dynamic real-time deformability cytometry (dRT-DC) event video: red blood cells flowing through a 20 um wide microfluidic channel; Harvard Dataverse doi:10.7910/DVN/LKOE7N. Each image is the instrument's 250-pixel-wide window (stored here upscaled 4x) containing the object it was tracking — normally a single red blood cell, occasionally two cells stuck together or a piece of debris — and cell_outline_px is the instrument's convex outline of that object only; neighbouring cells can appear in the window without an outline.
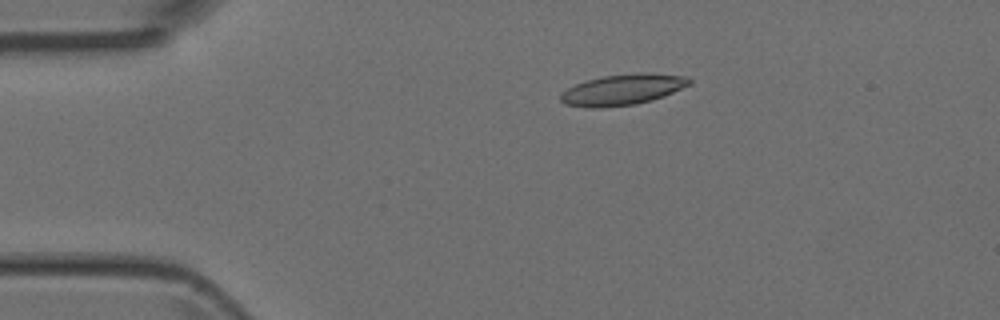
{"species": "Egyptian fruit bat (a non-hibernating species)", "species_latin": "Rousettus aegyptiacus", "temperature_condition": "room temperature", "stored_images_in_passage": 4, "camera_frame_rate_fps": 3000, "um_per_image_px": 0.085, "animal": {"sex": "female"}, "frame": {"image": 1, "passage_image": 3, "time_ms": 2.333, "image_size_px": [1000, 320], "cell_outline_px": [[692, 84], [664, 96], [652, 100], [636, 104], [600, 108], [584, 108], [564, 104], [560, 100], [560, 92], [576, 84], [588, 80], [604, 76], [640, 72], [648, 72], [688, 76], [692, 80]], "centroid_in_image_um": [52.94, 7.62], "position_along_channel_um": 32.1, "area_um2": 23.47}}
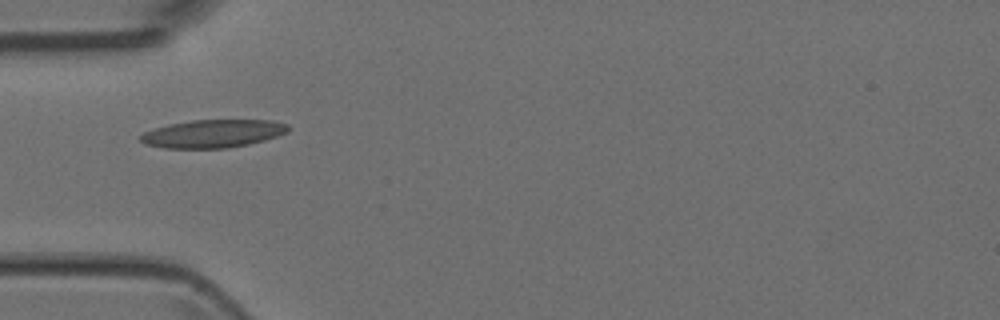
{"frame": {"image": 2, "passage_image": 4, "time_ms": 4.333, "image_size_px": [1000, 320], "cell_outline_px": [[288, 132], [264, 140], [248, 144], [228, 148], [164, 148], [144, 144], [140, 140], [140, 136], [144, 132], [168, 124], [192, 120], [272, 120], [288, 124]], "centroid_in_image_um": [18.09, 11.36], "position_along_channel_um": 66.9, "area_um2": 24.04}}